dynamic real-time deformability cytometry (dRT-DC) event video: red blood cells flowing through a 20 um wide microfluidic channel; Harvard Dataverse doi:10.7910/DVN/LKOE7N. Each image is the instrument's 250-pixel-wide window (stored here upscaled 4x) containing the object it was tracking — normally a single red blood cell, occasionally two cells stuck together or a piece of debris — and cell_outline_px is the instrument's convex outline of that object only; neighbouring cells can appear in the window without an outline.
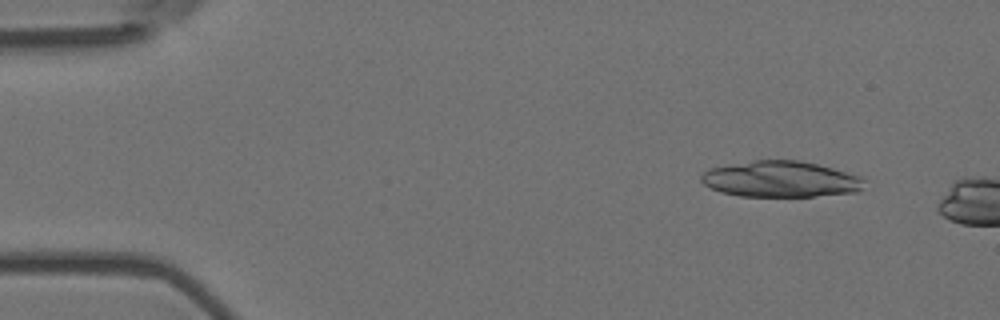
{"species": "Egyptian fruit bat (a non-hibernating species)", "species_latin": "Rousettus aegyptiacus", "temperature_condition": "room temperature", "stored_images_in_passage": 3, "camera_frame_rate_fps": 3000, "um_per_image_px": 0.085, "animal": {"sex": "female"}, "frame": {"image": 1, "passage_image": 2, "time_ms": 0.333, "image_size_px": [1000, 320], "cell_outline_px": [[864, 180], [860, 192], [812, 196], [740, 196], [720, 192], [704, 184], [700, 180], [700, 176], [708, 168], [752, 160], [800, 160], [832, 168], [860, 176]], "centroid_in_image_um": [66.32, 15.22], "position_along_channel_um": 18.7, "area_um2": 34.22}}